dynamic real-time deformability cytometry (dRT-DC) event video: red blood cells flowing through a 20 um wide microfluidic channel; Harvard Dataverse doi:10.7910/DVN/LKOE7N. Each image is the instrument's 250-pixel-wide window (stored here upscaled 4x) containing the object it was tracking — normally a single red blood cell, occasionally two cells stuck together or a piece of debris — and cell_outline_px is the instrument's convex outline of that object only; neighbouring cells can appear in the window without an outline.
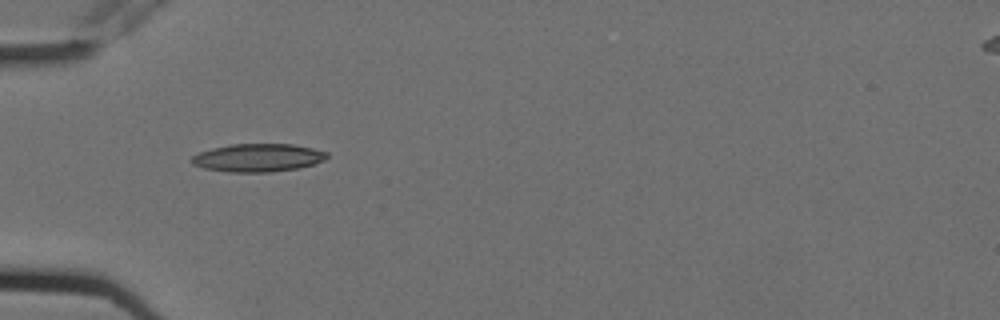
{"species": "Egyptian fruit bat (a non-hibernating species)", "species_latin": "Rousettus aegyptiacus", "temperature_condition": "cold", "stored_images_in_passage": 14, "camera_frame_rate_fps": 3000, "um_per_image_px": 0.085, "animal": {"sex": "female"}, "frame": {"image": 1, "passage_image": 4, "time_ms": 1.0, "image_size_px": [1000, 320], "cell_outline_px": [[328, 156], [324, 160], [300, 168], [272, 172], [228, 172], [204, 168], [192, 164], [192, 156], [200, 152], [212, 148], [232, 144], [292, 144], [312, 148], [328, 152]], "centroid_in_image_um": [21.94, 13.41], "position_along_channel_um": 63.1, "area_um2": 22.08}}
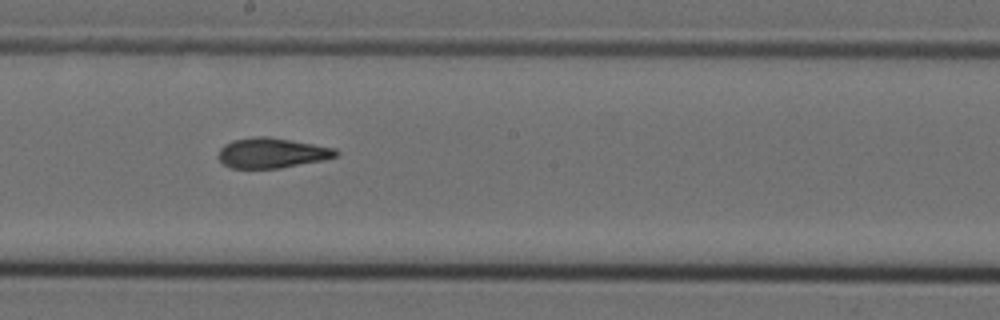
{"frame": {"image": 2, "passage_image": 8, "time_ms": 2.333, "image_size_px": [1000, 320], "cell_outline_px": [[340, 152], [336, 156], [324, 160], [280, 168], [232, 168], [224, 164], [216, 156], [220, 148], [224, 144], [232, 140], [252, 136], [268, 136], [292, 140], [336, 148]], "centroid_in_image_um": [23.1, 12.99], "position_along_channel_um": 225.1, "area_um2": 20.87}}
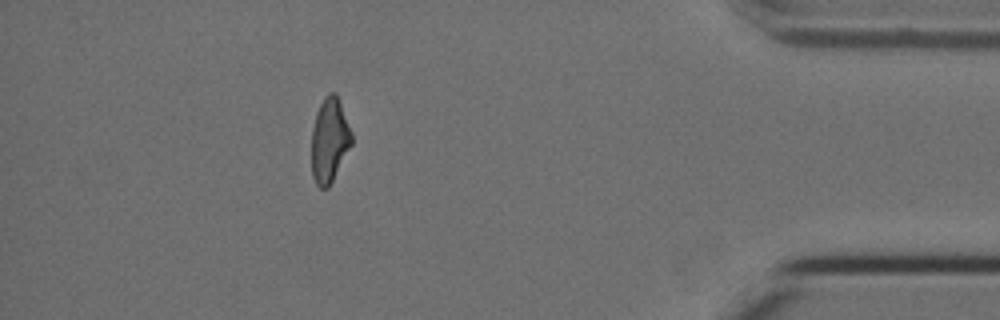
{"frame": {"image": 3, "passage_image": 13, "time_ms": 4.0, "image_size_px": [1000, 320], "cell_outline_px": [[352, 144], [328, 188], [320, 188], [316, 184], [312, 176], [312, 128], [316, 112], [324, 96], [328, 92], [336, 92], [352, 132]], "centroid_in_image_um": [28.0, 11.89], "position_along_channel_um": 407.2, "area_um2": 19.77}}